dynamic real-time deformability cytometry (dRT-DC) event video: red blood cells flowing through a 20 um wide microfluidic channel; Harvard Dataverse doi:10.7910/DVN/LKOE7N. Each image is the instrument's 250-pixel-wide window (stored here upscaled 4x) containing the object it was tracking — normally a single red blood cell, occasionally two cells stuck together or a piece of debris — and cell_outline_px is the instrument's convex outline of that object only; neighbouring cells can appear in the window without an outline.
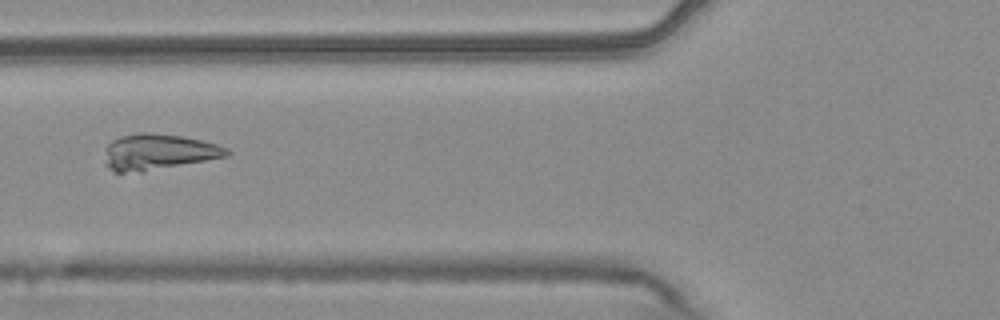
{"species": "common noctule bat (a hibernating species)", "species_latin": "Nyctalus noctula", "temperature_condition": "warm", "stored_images_in_passage": 55, "camera_frame_rate_fps": 3000, "um_per_image_px": 0.085, "animal": {"sex": "male", "body_mass_g": 20.4}, "frame": {"image": 1, "passage_image": 21, "time_ms": 6.667, "image_size_px": [1000, 320], "cell_outline_px": [[232, 152], [228, 156], [144, 172], [116, 172], [104, 164], [104, 148], [112, 140], [120, 136], [140, 132], [148, 132], [180, 136], [200, 140], [216, 144], [228, 148]], "centroid_in_image_um": [13.42, 12.92], "position_along_channel_um": 112.4, "area_um2": 25.72}}
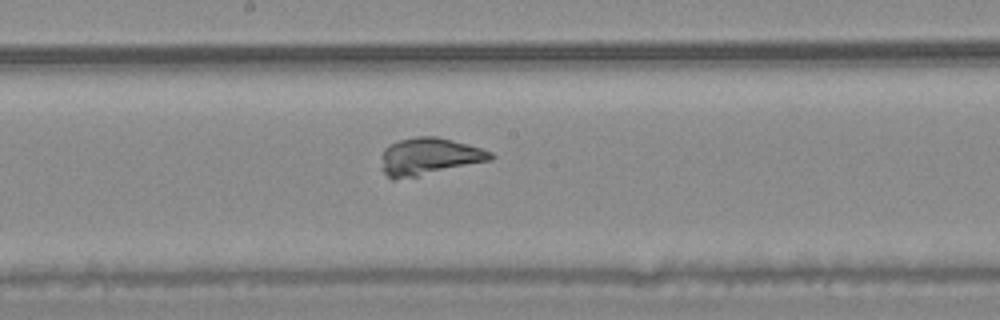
{"frame": {"image": 2, "passage_image": 29, "time_ms": 9.333, "image_size_px": [1000, 320], "cell_outline_px": [[496, 156], [492, 160], [416, 176], [396, 180], [392, 180], [380, 168], [384, 148], [400, 140], [416, 136], [436, 136], [452, 140], [480, 148], [492, 152]], "centroid_in_image_um": [36.46, 13.3], "position_along_channel_um": 211.7, "area_um2": 23.47}}
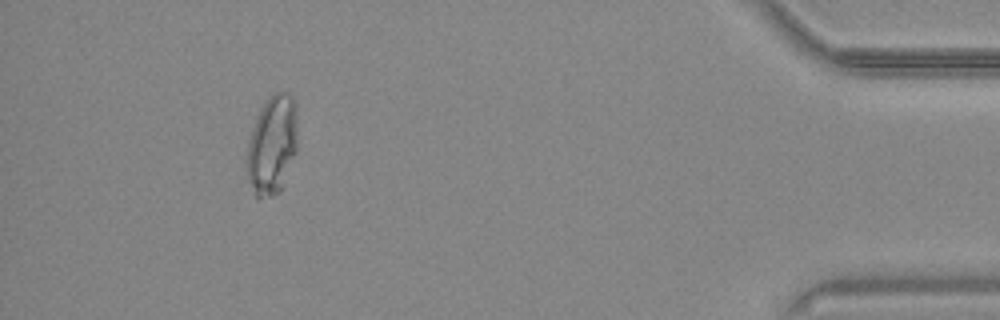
{"frame": {"image": 3, "passage_image": 50, "time_ms": 16.333, "image_size_px": [1000, 320], "cell_outline_px": [[296, 152], [284, 184], [280, 192], [260, 200], [256, 196], [248, 176], [248, 140], [260, 108], [272, 92], [288, 92], [296, 100]], "centroid_in_image_um": [23.16, 12.29], "position_along_channel_um": 412.0, "area_um2": 29.19}}